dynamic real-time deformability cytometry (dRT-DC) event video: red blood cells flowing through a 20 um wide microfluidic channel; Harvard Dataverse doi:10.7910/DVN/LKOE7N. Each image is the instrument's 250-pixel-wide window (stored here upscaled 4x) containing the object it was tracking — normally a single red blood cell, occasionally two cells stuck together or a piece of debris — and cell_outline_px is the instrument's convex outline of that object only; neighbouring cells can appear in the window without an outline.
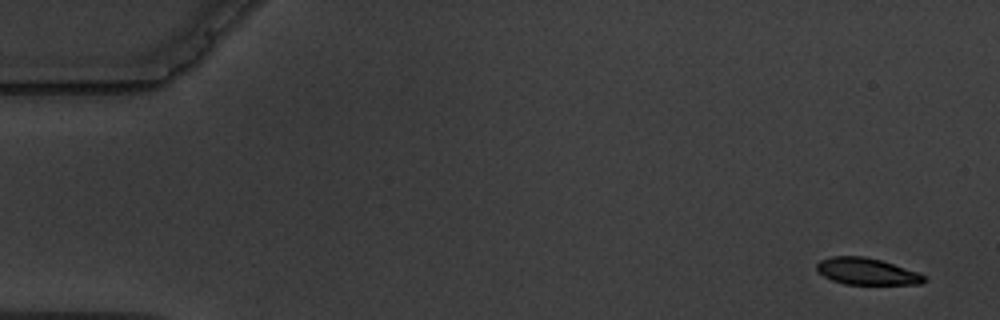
{"species": "common noctule bat (a hibernating species)", "species_latin": "Nyctalus noctula", "temperature_condition": "warm", "stored_images_in_passage": 5, "camera_frame_rate_fps": 3000, "um_per_image_px": 0.085, "animal": {"sex": "male", "body_mass_g": 19.5, "forearm_length_mm": 54.6}, "frame": {"image": 1, "passage_image": 1, "time_ms": 0.0, "image_size_px": [1000, 320], "cell_outline_px": [[928, 280], [920, 284], [844, 284], [832, 280], [824, 276], [816, 268], [816, 264], [820, 260], [832, 256], [864, 256], [880, 260], [916, 272], [924, 276]], "centroid_in_image_um": [73.64, 23.07], "position_along_channel_um": 11.4, "area_um2": 16.47}}